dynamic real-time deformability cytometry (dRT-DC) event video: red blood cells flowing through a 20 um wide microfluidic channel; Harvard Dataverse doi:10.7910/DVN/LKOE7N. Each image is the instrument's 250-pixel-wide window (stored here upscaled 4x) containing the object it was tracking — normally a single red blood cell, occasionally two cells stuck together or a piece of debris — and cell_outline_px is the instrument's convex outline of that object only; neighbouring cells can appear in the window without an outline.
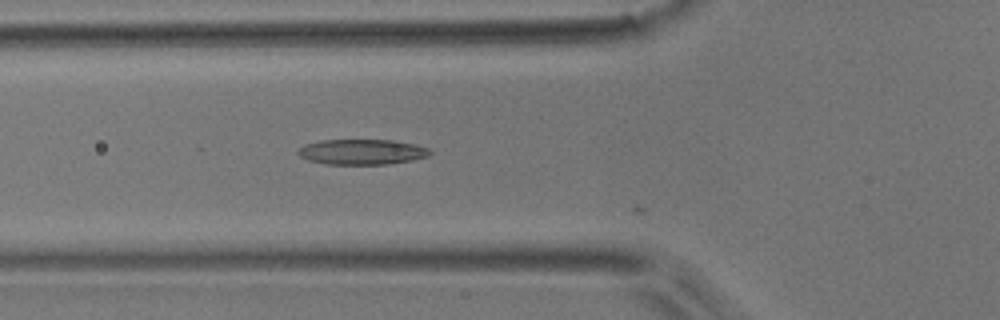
{"species": "common noctule bat (a hibernating species)", "species_latin": "Nyctalus noctula", "temperature_condition": "room temperature", "stored_images_in_passage": 14, "camera_frame_rate_fps": 3000, "um_per_image_px": 0.085, "animal": {"sex": "male", "body_mass_g": 17.9}, "frame": {"image": 1, "passage_image": 7, "time_ms": 2.0, "image_size_px": [1000, 320], "cell_outline_px": [[432, 152], [428, 156], [412, 160], [388, 164], [324, 164], [308, 160], [300, 156], [296, 152], [304, 144], [320, 140], [392, 140], [416, 144], [428, 148]], "centroid_in_image_um": [30.75, 12.91], "position_along_channel_um": 95.0, "area_um2": 19.54}}
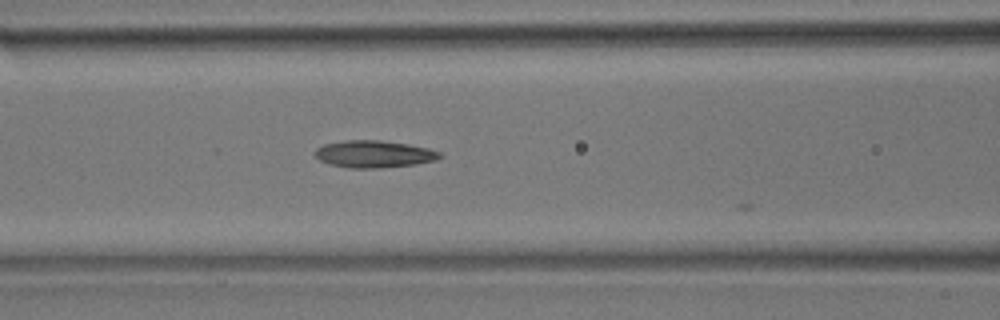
{"frame": {"image": 2, "passage_image": 10, "time_ms": 3.0, "image_size_px": [1000, 320], "cell_outline_px": [[444, 156], [436, 160], [416, 164], [380, 168], [348, 168], [332, 164], [320, 160], [316, 156], [316, 148], [324, 144], [344, 140], [380, 140], [408, 144], [428, 148], [440, 152]], "centroid_in_image_um": [31.82, 13.09], "position_along_channel_um": 134.8, "area_um2": 19.71}}
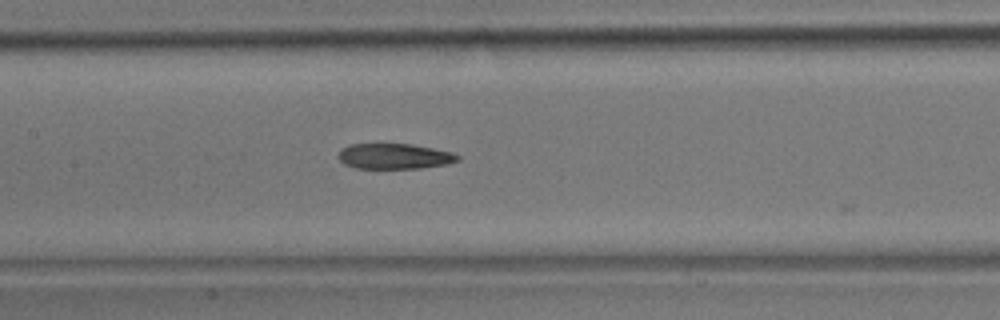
{"frame": {"image": 3, "passage_image": 13, "time_ms": 4.0, "image_size_px": [1000, 320], "cell_outline_px": [[460, 160], [448, 164], [420, 168], [356, 168], [344, 164], [336, 156], [340, 148], [348, 144], [412, 144], [452, 152], [460, 156]], "centroid_in_image_um": [33.49, 13.28], "position_along_channel_um": 173.9, "area_um2": 17.86}}